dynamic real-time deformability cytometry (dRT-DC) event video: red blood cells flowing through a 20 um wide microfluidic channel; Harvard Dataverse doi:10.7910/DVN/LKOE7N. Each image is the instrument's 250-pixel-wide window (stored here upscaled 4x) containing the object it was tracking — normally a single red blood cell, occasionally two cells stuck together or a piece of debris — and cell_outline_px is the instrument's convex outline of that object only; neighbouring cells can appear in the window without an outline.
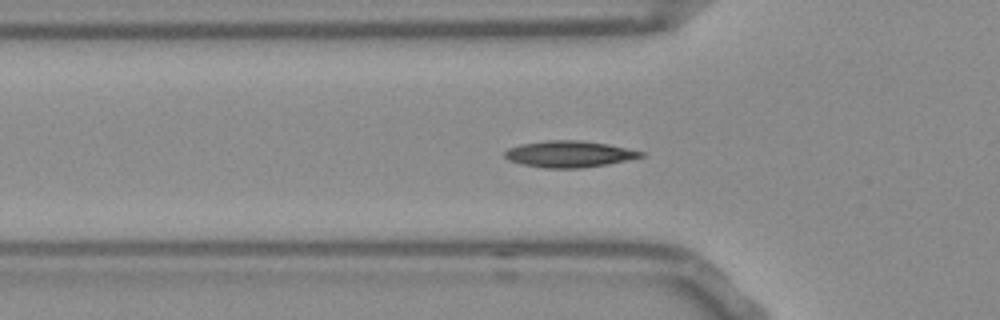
{"species": "Egyptian fruit bat (a non-hibernating species)", "species_latin": "Rousettus aegyptiacus", "temperature_condition": "room temperature", "stored_images_in_passage": 44, "segment_of_instrument_passage": [1, 2], "camera_frame_rate_fps": 3000, "um_per_image_px": 0.085, "frame": {"image": 1, "passage_image": 7, "time_ms": 2.0, "image_size_px": [1000, 320], "cell_outline_px": [[644, 156], [608, 164], [580, 168], [544, 168], [520, 164], [508, 160], [504, 156], [504, 152], [508, 148], [520, 144], [548, 140], [580, 140], [608, 144], [644, 152]], "centroid_in_image_um": [48.33, 13.09], "position_along_channel_um": 77.5, "area_um2": 20.98}}
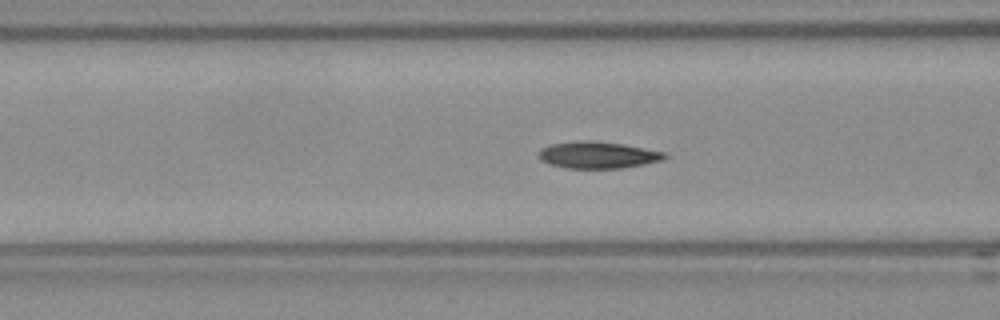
{"frame": {"image": 2, "passage_image": 10, "time_ms": 3.0, "image_size_px": [1000, 320], "cell_outline_px": [[668, 156], [660, 160], [644, 164], [620, 168], [568, 168], [548, 164], [540, 160], [536, 156], [540, 148], [552, 144], [584, 140], [588, 140], [624, 144], [668, 152]], "centroid_in_image_um": [50.8, 13.17], "position_along_channel_um": 115.8, "area_um2": 19.77}}
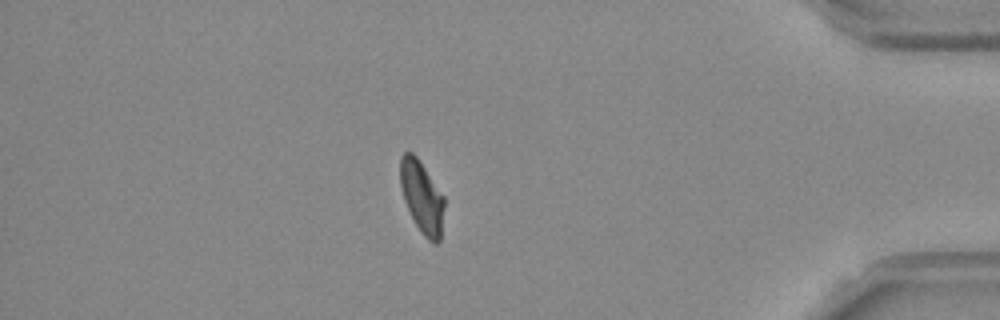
{"frame": {"image": 3, "passage_image": 36, "time_ms": 11.667, "image_size_px": [1000, 320], "cell_outline_px": [[444, 208], [440, 240], [436, 244], [432, 244], [420, 232], [404, 200], [400, 188], [400, 156], [404, 152], [412, 152], [416, 156], [444, 196]], "centroid_in_image_um": [35.85, 16.76], "position_along_channel_um": 399.3, "area_um2": 18.44}}